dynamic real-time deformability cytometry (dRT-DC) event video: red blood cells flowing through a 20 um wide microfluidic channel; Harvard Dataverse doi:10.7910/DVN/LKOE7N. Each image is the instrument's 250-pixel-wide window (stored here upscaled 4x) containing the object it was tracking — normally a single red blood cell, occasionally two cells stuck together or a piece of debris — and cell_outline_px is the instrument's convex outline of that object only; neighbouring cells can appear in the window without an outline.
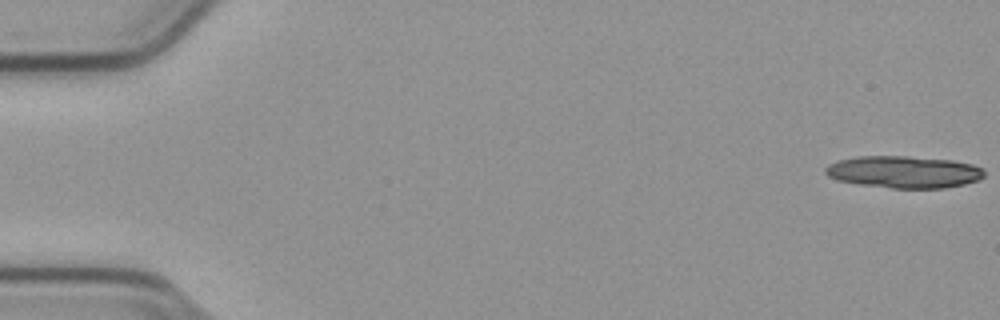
{"species": "common noctule bat (a hibernating species)", "species_latin": "Nyctalus noctula", "temperature_condition": "cold", "stored_images_in_passage": 18, "camera_frame_rate_fps": 3000, "um_per_image_px": 0.085, "animal": {"sex": "male", "body_mass_g": 23.1, "forearm_length_mm": 52.7}, "frame": {"image": 1, "passage_image": 1, "time_ms": 0.0, "image_size_px": [1000, 320], "cell_outline_px": [[984, 176], [980, 180], [964, 184], [944, 188], [892, 188], [860, 184], [836, 180], [828, 176], [824, 172], [824, 168], [828, 164], [840, 160], [860, 156], [908, 156], [952, 160], [972, 164], [984, 168]], "centroid_in_image_um": [76.84, 14.61], "position_along_channel_um": 8.2, "area_um2": 29.77}}